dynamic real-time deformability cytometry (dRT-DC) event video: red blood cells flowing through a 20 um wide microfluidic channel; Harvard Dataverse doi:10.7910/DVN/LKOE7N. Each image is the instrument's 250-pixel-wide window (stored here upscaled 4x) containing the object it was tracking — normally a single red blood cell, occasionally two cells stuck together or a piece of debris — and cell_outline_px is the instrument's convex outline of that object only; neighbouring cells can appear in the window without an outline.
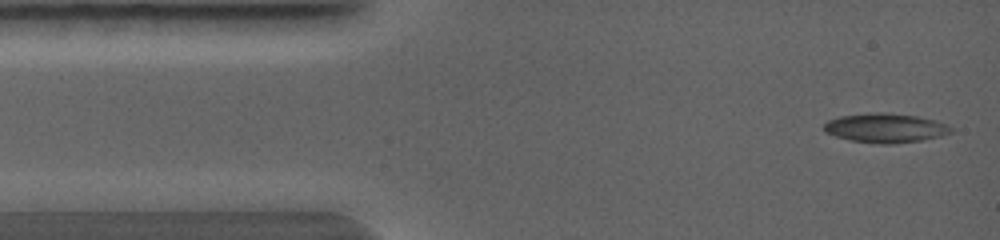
{"species": "common noctule bat (a hibernating species)", "species_latin": "Nyctalus noctula", "temperature_condition": "warm", "stored_images_in_passage": 3, "camera_frame_rate_fps": 5000, "um_per_image_px": 0.085, "animal": {"sex": "female", "body_mass_g": 19.0, "forearm_length_mm": 56.7}, "frame": {"image": 1, "passage_image": 1, "time_ms": 0.0, "image_size_px": [1000, 240], "cell_outline_px": [[952, 132], [940, 136], [924, 140], [892, 144], [880, 144], [852, 140], [836, 136], [824, 132], [824, 124], [828, 120], [840, 116], [872, 112], [888, 112], [916, 116], [936, 120], [952, 128]], "centroid_in_image_um": [75.25, 10.87], "position_along_channel_um": 9.7, "area_um2": 21.68}}